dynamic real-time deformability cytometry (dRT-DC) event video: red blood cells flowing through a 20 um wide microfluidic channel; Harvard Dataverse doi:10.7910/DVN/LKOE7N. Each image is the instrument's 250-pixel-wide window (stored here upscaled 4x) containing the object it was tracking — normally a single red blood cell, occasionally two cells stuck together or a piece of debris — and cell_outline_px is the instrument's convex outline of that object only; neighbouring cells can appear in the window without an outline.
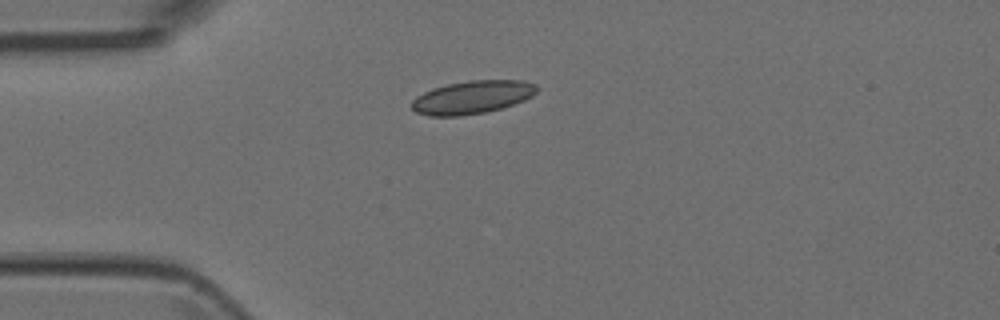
{"species": "Egyptian fruit bat (a non-hibernating species)", "species_latin": "Rousettus aegyptiacus", "temperature_condition": "room temperature", "stored_images_in_passage": 2, "camera_frame_rate_fps": 3000, "um_per_image_px": 0.085, "animal": {"sex": "female"}, "frame": {"image": 1, "passage_image": 1, "time_ms": 0.0, "image_size_px": [1000, 320], "cell_outline_px": [[540, 88], [532, 96], [524, 100], [500, 108], [484, 112], [460, 116], [428, 116], [416, 112], [412, 108], [412, 100], [416, 96], [432, 88], [448, 84], [472, 80], [524, 80], [536, 84]], "centroid_in_image_um": [40.15, 8.26], "position_along_channel_um": 44.9, "area_um2": 24.1}}